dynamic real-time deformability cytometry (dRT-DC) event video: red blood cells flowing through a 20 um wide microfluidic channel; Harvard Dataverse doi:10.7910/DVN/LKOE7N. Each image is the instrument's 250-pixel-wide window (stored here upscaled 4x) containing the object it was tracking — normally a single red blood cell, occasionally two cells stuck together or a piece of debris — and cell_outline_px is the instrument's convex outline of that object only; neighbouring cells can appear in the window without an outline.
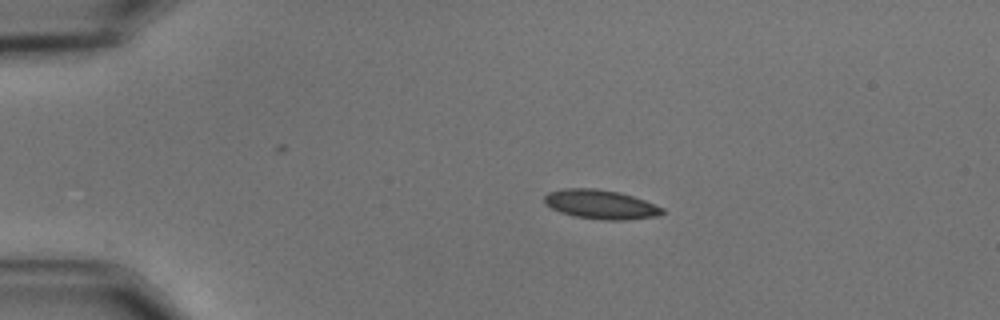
{"species": "common noctule bat (a hibernating species)", "species_latin": "Nyctalus noctula", "temperature_condition": "cold", "stored_images_in_passage": 46, "camera_frame_rate_fps": 3000, "um_per_image_px": 0.085, "animal": {"sex": "male", "body_mass_g": 15.6}, "frame": {"image": 1, "passage_image": 1, "time_ms": 0.0, "image_size_px": [1000, 320], "cell_outline_px": [[664, 212], [656, 216], [624, 220], [604, 220], [576, 216], [560, 212], [544, 204], [544, 196], [548, 192], [564, 188], [596, 188], [620, 192], [644, 200], [664, 208]], "centroid_in_image_um": [51.03, 17.36], "position_along_channel_um": 34.0, "area_um2": 20.0}}
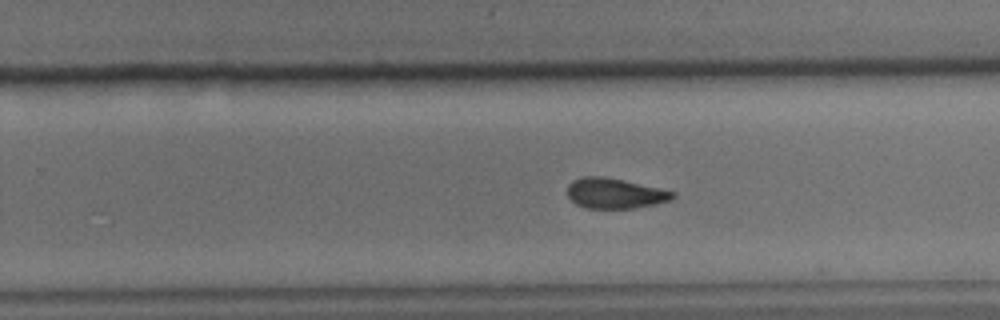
{"frame": {"image": 2, "passage_image": 26, "time_ms": 8.333, "image_size_px": [1000, 320], "cell_outline_px": [[676, 196], [668, 200], [656, 204], [632, 208], [584, 208], [576, 204], [568, 196], [568, 184], [572, 180], [580, 176], [604, 176], [660, 188], [676, 192]], "centroid_in_image_um": [52.24, 16.42], "position_along_channel_um": 277.6, "area_um2": 18.61}}
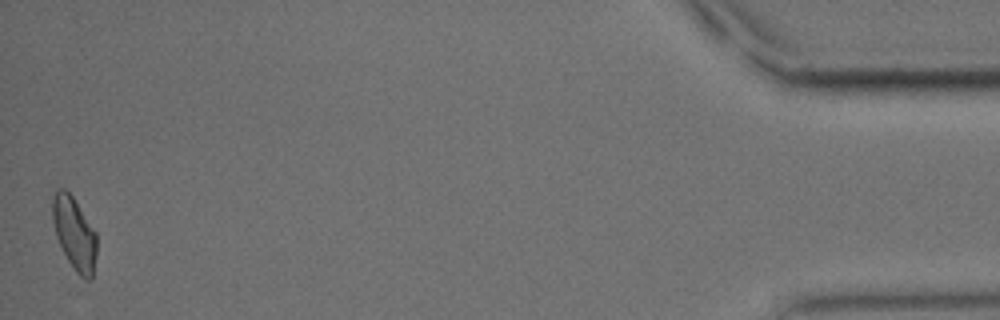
{"frame": {"image": 3, "passage_image": 46, "time_ms": 15.0, "image_size_px": [1000, 320], "cell_outline_px": [[96, 256], [92, 280], [84, 280], [76, 272], [68, 260], [56, 236], [52, 220], [52, 196], [56, 188], [64, 188], [72, 196], [96, 232]], "centroid_in_image_um": [6.31, 19.84], "position_along_channel_um": 428.9, "area_um2": 18.73}, "authors_computed_cell_mechanics": {"area_um2": 19.2474, "velocity_mm_per_s": 3.5249, "shape_relaxation_time_tau1_ms": 9.5572, "shape_relaxation_time_tau2_ms": 4.1631, "deformation_change_tau1": 0.1964, "deformation_change_tau2": 0.1033}}